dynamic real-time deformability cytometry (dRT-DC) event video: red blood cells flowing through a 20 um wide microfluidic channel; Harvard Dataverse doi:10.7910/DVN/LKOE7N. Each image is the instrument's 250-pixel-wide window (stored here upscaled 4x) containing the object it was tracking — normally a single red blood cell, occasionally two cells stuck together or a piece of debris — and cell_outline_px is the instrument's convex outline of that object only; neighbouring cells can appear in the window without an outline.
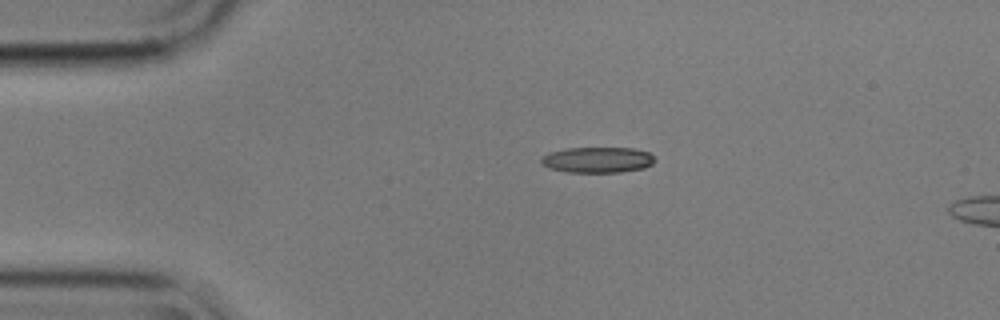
{"species": "common noctule bat (a hibernating species)", "species_latin": "Nyctalus noctula", "temperature_condition": "cold", "stored_images_in_passage": 3, "camera_frame_rate_fps": 3000, "um_per_image_px": 0.085, "animal": {"sex": "male", "body_mass_g": 17.9}, "frame": {"image": 1, "passage_image": 1, "time_ms": 0.0, "image_size_px": [1000, 320], "cell_outline_px": [[656, 160], [652, 164], [644, 168], [620, 172], [568, 172], [548, 168], [540, 164], [540, 160], [548, 152], [568, 148], [632, 148], [648, 152]], "centroid_in_image_um": [50.76, 13.59], "position_along_channel_um": 34.2, "area_um2": 17.05}}